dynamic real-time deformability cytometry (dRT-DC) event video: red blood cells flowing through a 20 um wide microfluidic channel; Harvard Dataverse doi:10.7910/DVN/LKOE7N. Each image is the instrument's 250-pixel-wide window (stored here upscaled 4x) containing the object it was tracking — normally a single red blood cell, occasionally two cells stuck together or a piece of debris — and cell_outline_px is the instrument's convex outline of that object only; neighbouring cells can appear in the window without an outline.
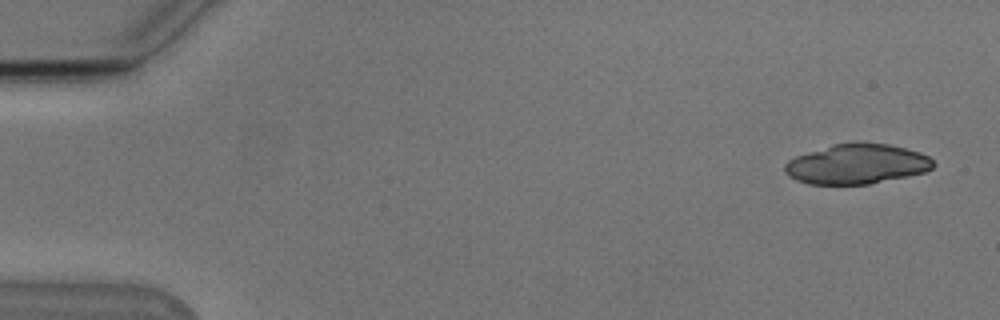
{"species": "Egyptian fruit bat (a non-hibernating species)", "species_latin": "Rousettus aegyptiacus", "temperature_condition": "cold", "stored_images_in_passage": 2, "camera_frame_rate_fps": 3000, "um_per_image_px": 0.085, "animal": {"sex": "male"}, "frame": {"image": 1, "passage_image": 1, "time_ms": 0.0, "image_size_px": [1000, 320], "cell_outline_px": [[936, 164], [932, 168], [924, 172], [868, 184], [808, 184], [796, 180], [788, 176], [784, 172], [784, 164], [788, 160], [796, 156], [832, 144], [888, 144], [920, 152], [928, 156]], "centroid_in_image_um": [72.79, 13.96], "position_along_channel_um": 12.2, "area_um2": 34.04}}